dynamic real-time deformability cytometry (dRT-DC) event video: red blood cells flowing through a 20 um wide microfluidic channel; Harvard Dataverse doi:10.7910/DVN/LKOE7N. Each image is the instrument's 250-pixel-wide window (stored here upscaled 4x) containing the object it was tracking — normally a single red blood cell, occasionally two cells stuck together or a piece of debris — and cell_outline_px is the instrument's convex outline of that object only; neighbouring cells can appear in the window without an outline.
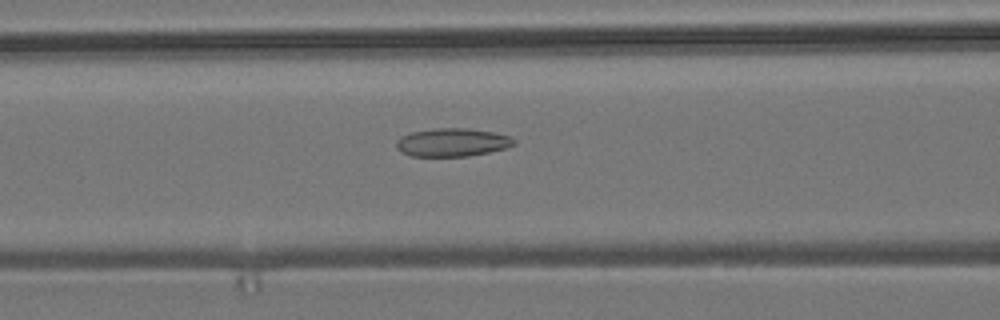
{"species": "common noctule bat (a hibernating species)", "species_latin": "Nyctalus noctula", "temperature_condition": "room temperature", "stored_images_in_passage": 55, "camera_frame_rate_fps": 3000, "um_per_image_px": 0.085, "animal": {"sex": "male", "body_mass_g": 19.2, "forearm_length_mm": 51.8}, "frame": {"image": 1, "passage_image": 22, "time_ms": 7.0, "image_size_px": [1000, 320], "cell_outline_px": [[516, 144], [504, 148], [488, 152], [468, 156], [412, 156], [400, 152], [396, 148], [396, 140], [400, 136], [412, 132], [436, 128], [468, 128], [492, 132], [512, 136], [516, 140]], "centroid_in_image_um": [38.43, 12.1], "position_along_channel_um": 128.2, "area_um2": 19.42}}
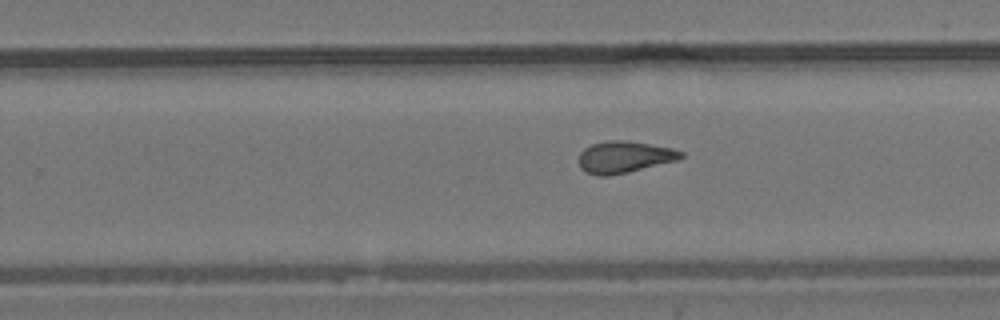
{"frame": {"image": 2, "passage_image": 34, "time_ms": 11.0, "image_size_px": [1000, 320], "cell_outline_px": [[684, 156], [680, 160], [628, 172], [608, 176], [600, 176], [588, 172], [580, 168], [580, 152], [584, 148], [592, 144], [608, 140], [628, 140], [672, 148], [684, 152]], "centroid_in_image_um": [53.11, 13.34], "position_along_channel_um": 276.7, "area_um2": 18.96}}
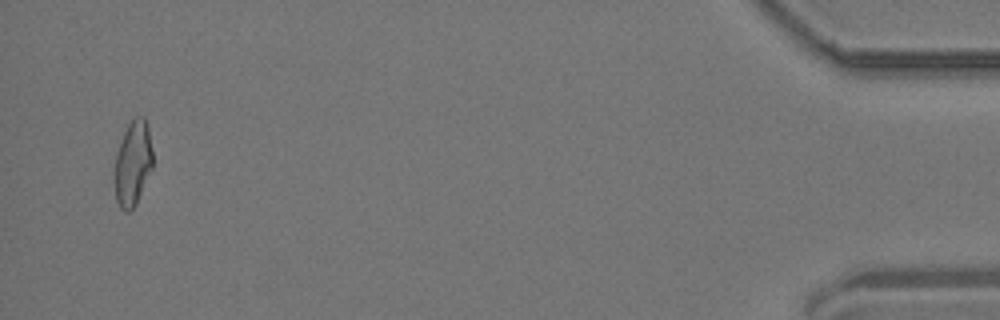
{"frame": {"image": 3, "passage_image": 53, "time_ms": 17.333, "image_size_px": [1000, 320], "cell_outline_px": [[152, 168], [136, 204], [128, 212], [124, 212], [120, 208], [116, 200], [112, 176], [112, 168], [116, 152], [124, 132], [128, 124], [136, 116], [144, 116], [148, 124], [152, 152]], "centroid_in_image_um": [11.24, 13.9], "position_along_channel_um": 424.0, "area_um2": 19.42}, "authors_computed_cell_mechanics": {"area_um2": 19.1896, "velocity_mm_per_s": 3.72, "shape_relaxation_time_tau1_ms": null, "shape_relaxation_time_tau2_ms": 2.2237, "deformation_change_tau1": null, "deformation_change_tau2": 0.1022}}